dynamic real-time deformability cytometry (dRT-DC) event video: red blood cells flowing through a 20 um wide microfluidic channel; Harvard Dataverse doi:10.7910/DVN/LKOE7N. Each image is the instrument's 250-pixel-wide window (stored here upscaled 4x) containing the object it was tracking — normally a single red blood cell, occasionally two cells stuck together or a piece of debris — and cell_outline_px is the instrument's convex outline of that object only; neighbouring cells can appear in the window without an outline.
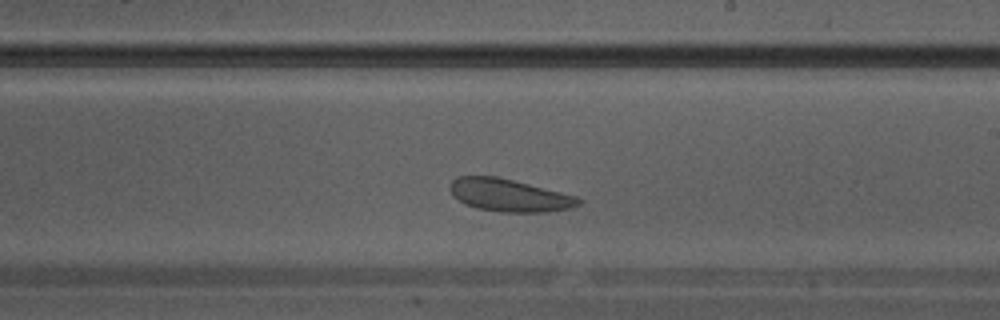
{"species": "Egyptian fruit bat (a non-hibernating species)", "species_latin": "Rousettus aegyptiacus", "temperature_condition": "warm", "stored_images_in_passage": 24, "camera_frame_rate_fps": 3000, "um_per_image_px": 0.085, "animal": {"sex": "male"}, "frame": {"image": 1, "passage_image": 11, "time_ms": 3.333, "image_size_px": [1000, 320], "cell_outline_px": [[584, 200], [580, 204], [572, 208], [548, 212], [500, 212], [476, 208], [464, 204], [452, 196], [448, 188], [452, 180], [456, 176], [496, 176], [576, 196]], "centroid_in_image_um": [43.25, 16.61], "position_along_channel_um": 245.8, "area_um2": 24.57}}